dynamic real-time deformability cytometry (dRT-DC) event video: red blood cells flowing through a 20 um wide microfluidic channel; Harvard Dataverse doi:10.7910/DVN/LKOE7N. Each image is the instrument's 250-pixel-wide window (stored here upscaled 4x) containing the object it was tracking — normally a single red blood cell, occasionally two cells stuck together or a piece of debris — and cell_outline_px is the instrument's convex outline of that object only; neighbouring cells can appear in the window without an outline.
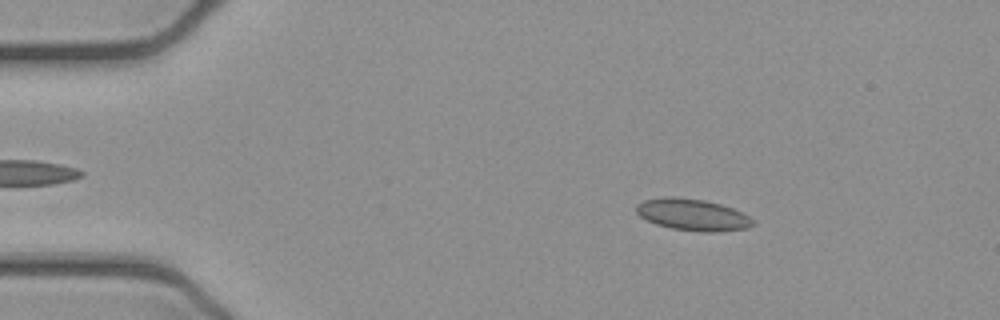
{"species": "common noctule bat (a hibernating species)", "species_latin": "Nyctalus noctula", "temperature_condition": "cold", "stored_images_in_passage": 52, "camera_frame_rate_fps": 3000, "um_per_image_px": 0.085, "animal": {"sex": "female", "body_mass_g": 21.9}, "frame": {"image": 1, "passage_image": 8, "time_ms": 2.333, "image_size_px": [1000, 320], "cell_outline_px": [[756, 224], [748, 228], [716, 232], [704, 232], [672, 228], [656, 224], [640, 216], [636, 212], [636, 204], [644, 200], [664, 196], [672, 196], [704, 200], [720, 204], [744, 212]], "centroid_in_image_um": [58.88, 18.24], "position_along_channel_um": 26.1, "area_um2": 21.56}}
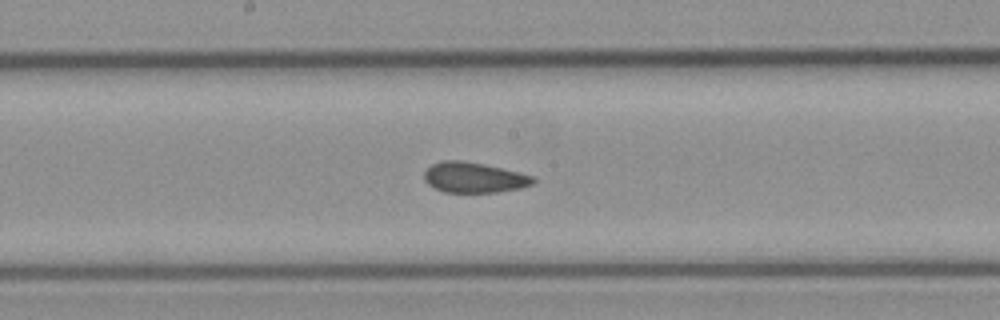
{"frame": {"image": 2, "passage_image": 27, "time_ms": 8.667, "image_size_px": [1000, 320], "cell_outline_px": [[536, 180], [532, 184], [520, 188], [496, 192], [444, 192], [428, 184], [424, 180], [424, 172], [432, 164], [440, 160], [460, 160], [484, 164], [532, 176]], "centroid_in_image_um": [40.24, 15.08], "position_along_channel_um": 208.0, "area_um2": 19.07}}
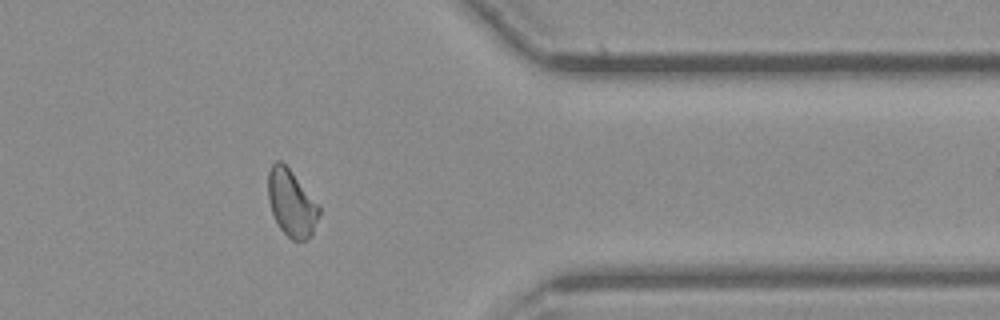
{"frame": {"image": 3, "passage_image": 42, "time_ms": 13.667, "image_size_px": [1000, 320], "cell_outline_px": [[320, 212], [312, 232], [304, 240], [292, 240], [280, 228], [272, 212], [268, 200], [268, 172], [272, 164], [276, 160], [280, 160], [292, 172], [320, 208]], "centroid_in_image_um": [24.74, 17.24], "position_along_channel_um": 386.7, "area_um2": 19.25}, "authors_computed_cell_mechanics": {"area_um2": 19.9121, "velocity_mm_per_s": 3.9062, "shape_relaxation_time_tau1_ms": null, "shape_relaxation_time_tau2_ms": 1.5626, "deformation_change_tau1": null, "deformation_change_tau2": 0.0668}}